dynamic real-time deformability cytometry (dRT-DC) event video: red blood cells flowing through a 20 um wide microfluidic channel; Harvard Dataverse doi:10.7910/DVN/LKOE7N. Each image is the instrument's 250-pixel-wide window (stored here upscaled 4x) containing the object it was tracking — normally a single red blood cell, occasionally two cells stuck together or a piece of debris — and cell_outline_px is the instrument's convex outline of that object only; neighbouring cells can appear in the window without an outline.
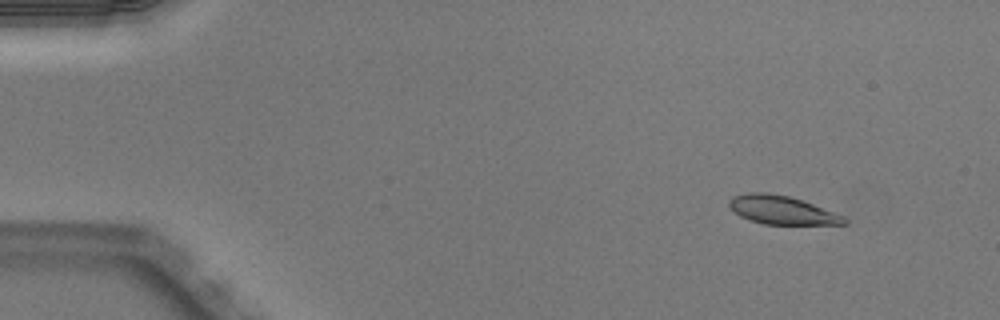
{"species": "Egyptian fruit bat (a non-hibernating species)", "species_latin": "Rousettus aegyptiacus", "temperature_condition": "warm", "stored_images_in_passage": 47, "camera_frame_rate_fps": 3000, "um_per_image_px": 0.085, "animal": {"sex": "male"}, "frame": {"image": 1, "passage_image": 2, "time_ms": 0.333, "image_size_px": [1000, 320], "cell_outline_px": [[848, 224], [764, 224], [740, 216], [728, 204], [728, 200], [732, 196], [748, 192], [764, 192], [788, 196], [812, 204], [844, 216], [848, 220]], "centroid_in_image_um": [66.45, 17.85], "position_along_channel_um": 18.6, "area_um2": 18.79}}
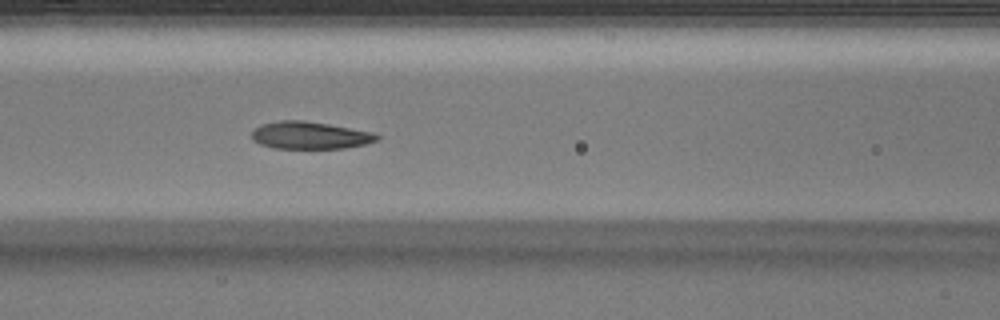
{"frame": {"image": 2, "passage_image": 19, "time_ms": 6.0, "image_size_px": [1000, 320], "cell_outline_px": [[380, 140], [364, 144], [344, 148], [276, 148], [260, 144], [252, 140], [252, 132], [260, 124], [280, 120], [304, 120], [328, 124], [372, 132], [380, 136]], "centroid_in_image_um": [26.34, 11.5], "position_along_channel_um": 140.3, "area_um2": 19.88}}
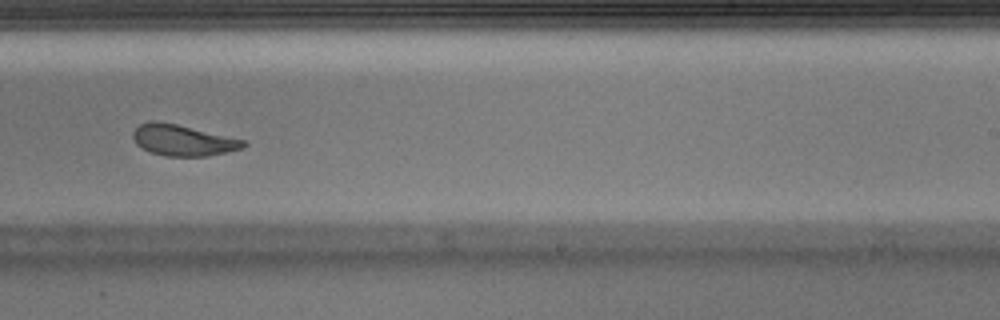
{"frame": {"image": 3, "passage_image": 29, "time_ms": 9.333, "image_size_px": [1000, 320], "cell_outline_px": [[248, 144], [240, 148], [208, 156], [168, 156], [152, 152], [136, 144], [132, 136], [132, 132], [140, 124], [148, 120], [160, 120], [248, 140]], "centroid_in_image_um": [15.55, 11.89], "position_along_channel_um": 273.4, "area_um2": 20.11}, "authors_computed_cell_mechanics": {"area_um2": 20.3456, "velocity_mm_per_s": 4.0005, "shape_relaxation_time_tau1_ms": 2.554, "shape_relaxation_time_tau2_ms": 1.1386, "deformation_change_tau1": 0.1427, "deformation_change_tau2": 0.0735}}